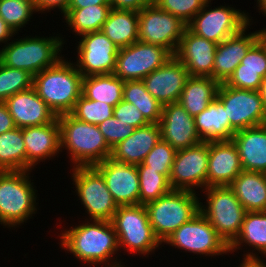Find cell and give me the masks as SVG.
I'll use <instances>...</instances> for the list:
<instances>
[{"mask_svg": "<svg viewBox=\"0 0 266 267\" xmlns=\"http://www.w3.org/2000/svg\"><path fill=\"white\" fill-rule=\"evenodd\" d=\"M61 151L66 149L73 167H92L111 157L98 125L77 120L70 113L58 115Z\"/></svg>", "mask_w": 266, "mask_h": 267, "instance_id": "obj_2", "label": "cell"}, {"mask_svg": "<svg viewBox=\"0 0 266 267\" xmlns=\"http://www.w3.org/2000/svg\"><path fill=\"white\" fill-rule=\"evenodd\" d=\"M26 147V171H32L41 161L52 159L60 154L59 121L39 126L22 128Z\"/></svg>", "mask_w": 266, "mask_h": 267, "instance_id": "obj_22", "label": "cell"}, {"mask_svg": "<svg viewBox=\"0 0 266 267\" xmlns=\"http://www.w3.org/2000/svg\"><path fill=\"white\" fill-rule=\"evenodd\" d=\"M188 77L184 64L173 55L142 81L146 90L164 106L178 102Z\"/></svg>", "mask_w": 266, "mask_h": 267, "instance_id": "obj_18", "label": "cell"}, {"mask_svg": "<svg viewBox=\"0 0 266 267\" xmlns=\"http://www.w3.org/2000/svg\"><path fill=\"white\" fill-rule=\"evenodd\" d=\"M248 28L217 45L212 78L219 84L228 81L248 50L265 34V28L245 34Z\"/></svg>", "mask_w": 266, "mask_h": 267, "instance_id": "obj_19", "label": "cell"}, {"mask_svg": "<svg viewBox=\"0 0 266 267\" xmlns=\"http://www.w3.org/2000/svg\"><path fill=\"white\" fill-rule=\"evenodd\" d=\"M64 37L18 38L4 45L0 50V62L7 67L22 69L35 76L46 68L54 66L61 58ZM61 54V55H60Z\"/></svg>", "mask_w": 266, "mask_h": 267, "instance_id": "obj_4", "label": "cell"}, {"mask_svg": "<svg viewBox=\"0 0 266 267\" xmlns=\"http://www.w3.org/2000/svg\"><path fill=\"white\" fill-rule=\"evenodd\" d=\"M163 243L205 257L229 253V246L201 212L182 224Z\"/></svg>", "mask_w": 266, "mask_h": 267, "instance_id": "obj_11", "label": "cell"}, {"mask_svg": "<svg viewBox=\"0 0 266 267\" xmlns=\"http://www.w3.org/2000/svg\"><path fill=\"white\" fill-rule=\"evenodd\" d=\"M33 87V75L22 69L7 67L0 62V102L17 92Z\"/></svg>", "mask_w": 266, "mask_h": 267, "instance_id": "obj_38", "label": "cell"}, {"mask_svg": "<svg viewBox=\"0 0 266 267\" xmlns=\"http://www.w3.org/2000/svg\"><path fill=\"white\" fill-rule=\"evenodd\" d=\"M176 151L175 148L161 139L146 156L143 163L137 165V170L158 171L169 179Z\"/></svg>", "mask_w": 266, "mask_h": 267, "instance_id": "obj_41", "label": "cell"}, {"mask_svg": "<svg viewBox=\"0 0 266 267\" xmlns=\"http://www.w3.org/2000/svg\"><path fill=\"white\" fill-rule=\"evenodd\" d=\"M85 220L87 222L61 231V248L73 254L80 262L87 263L89 267L98 264H104L103 267H124L121 260L114 258L118 254L119 246L111 221Z\"/></svg>", "mask_w": 266, "mask_h": 267, "instance_id": "obj_1", "label": "cell"}, {"mask_svg": "<svg viewBox=\"0 0 266 267\" xmlns=\"http://www.w3.org/2000/svg\"><path fill=\"white\" fill-rule=\"evenodd\" d=\"M229 187L247 212L266 211V173L242 171Z\"/></svg>", "mask_w": 266, "mask_h": 267, "instance_id": "obj_30", "label": "cell"}, {"mask_svg": "<svg viewBox=\"0 0 266 267\" xmlns=\"http://www.w3.org/2000/svg\"><path fill=\"white\" fill-rule=\"evenodd\" d=\"M259 93L261 95V98L263 99L264 102V106L266 108V76L263 78L260 89H259Z\"/></svg>", "mask_w": 266, "mask_h": 267, "instance_id": "obj_51", "label": "cell"}, {"mask_svg": "<svg viewBox=\"0 0 266 267\" xmlns=\"http://www.w3.org/2000/svg\"><path fill=\"white\" fill-rule=\"evenodd\" d=\"M211 1L208 0L187 24V28L197 36L219 44L251 26L253 17L249 16L248 12H242L229 5H220L212 9L209 8Z\"/></svg>", "mask_w": 266, "mask_h": 267, "instance_id": "obj_9", "label": "cell"}, {"mask_svg": "<svg viewBox=\"0 0 266 267\" xmlns=\"http://www.w3.org/2000/svg\"><path fill=\"white\" fill-rule=\"evenodd\" d=\"M216 98L223 104L236 132L266 124V108L259 91L237 89L222 83Z\"/></svg>", "mask_w": 266, "mask_h": 267, "instance_id": "obj_13", "label": "cell"}, {"mask_svg": "<svg viewBox=\"0 0 266 267\" xmlns=\"http://www.w3.org/2000/svg\"><path fill=\"white\" fill-rule=\"evenodd\" d=\"M196 195V191L172 189L145 204L149 222L161 243L200 212V198Z\"/></svg>", "mask_w": 266, "mask_h": 267, "instance_id": "obj_6", "label": "cell"}, {"mask_svg": "<svg viewBox=\"0 0 266 267\" xmlns=\"http://www.w3.org/2000/svg\"><path fill=\"white\" fill-rule=\"evenodd\" d=\"M244 243L245 246L253 248L252 252L245 253L244 257L261 258L263 255L266 257V211L246 212L238 236L229 245V253L240 250Z\"/></svg>", "mask_w": 266, "mask_h": 267, "instance_id": "obj_29", "label": "cell"}, {"mask_svg": "<svg viewBox=\"0 0 266 267\" xmlns=\"http://www.w3.org/2000/svg\"><path fill=\"white\" fill-rule=\"evenodd\" d=\"M232 141L243 171L266 173V124L239 130Z\"/></svg>", "mask_w": 266, "mask_h": 267, "instance_id": "obj_27", "label": "cell"}, {"mask_svg": "<svg viewBox=\"0 0 266 267\" xmlns=\"http://www.w3.org/2000/svg\"><path fill=\"white\" fill-rule=\"evenodd\" d=\"M113 109L112 105L101 101H93L81 95L70 114L77 120L99 125L113 116Z\"/></svg>", "mask_w": 266, "mask_h": 267, "instance_id": "obj_40", "label": "cell"}, {"mask_svg": "<svg viewBox=\"0 0 266 267\" xmlns=\"http://www.w3.org/2000/svg\"><path fill=\"white\" fill-rule=\"evenodd\" d=\"M172 56L163 46L136 41L119 49L113 74L123 81L142 80Z\"/></svg>", "mask_w": 266, "mask_h": 267, "instance_id": "obj_14", "label": "cell"}, {"mask_svg": "<svg viewBox=\"0 0 266 267\" xmlns=\"http://www.w3.org/2000/svg\"><path fill=\"white\" fill-rule=\"evenodd\" d=\"M111 223L117 234L119 250L140 256L154 253L162 245L149 222L145 205L118 206Z\"/></svg>", "mask_w": 266, "mask_h": 267, "instance_id": "obj_7", "label": "cell"}, {"mask_svg": "<svg viewBox=\"0 0 266 267\" xmlns=\"http://www.w3.org/2000/svg\"><path fill=\"white\" fill-rule=\"evenodd\" d=\"M69 2L70 0H33L37 13H45L51 9L53 10L58 8L60 9L59 11L63 14V16L68 10Z\"/></svg>", "mask_w": 266, "mask_h": 267, "instance_id": "obj_45", "label": "cell"}, {"mask_svg": "<svg viewBox=\"0 0 266 267\" xmlns=\"http://www.w3.org/2000/svg\"><path fill=\"white\" fill-rule=\"evenodd\" d=\"M242 171L238 150L232 140L209 142L207 187L229 186Z\"/></svg>", "mask_w": 266, "mask_h": 267, "instance_id": "obj_23", "label": "cell"}, {"mask_svg": "<svg viewBox=\"0 0 266 267\" xmlns=\"http://www.w3.org/2000/svg\"><path fill=\"white\" fill-rule=\"evenodd\" d=\"M161 139L176 150L188 148L201 141L192 117L179 102L163 106L159 120Z\"/></svg>", "mask_w": 266, "mask_h": 267, "instance_id": "obj_20", "label": "cell"}, {"mask_svg": "<svg viewBox=\"0 0 266 267\" xmlns=\"http://www.w3.org/2000/svg\"><path fill=\"white\" fill-rule=\"evenodd\" d=\"M77 41V70L85 76L112 74L119 48L102 32H90Z\"/></svg>", "mask_w": 266, "mask_h": 267, "instance_id": "obj_16", "label": "cell"}, {"mask_svg": "<svg viewBox=\"0 0 266 267\" xmlns=\"http://www.w3.org/2000/svg\"><path fill=\"white\" fill-rule=\"evenodd\" d=\"M115 9L134 10L140 12L152 0H109Z\"/></svg>", "mask_w": 266, "mask_h": 267, "instance_id": "obj_46", "label": "cell"}, {"mask_svg": "<svg viewBox=\"0 0 266 267\" xmlns=\"http://www.w3.org/2000/svg\"><path fill=\"white\" fill-rule=\"evenodd\" d=\"M98 127L111 149H113L119 142L128 138L135 130V128L130 125L125 126L120 119H117L114 116L104 120Z\"/></svg>", "mask_w": 266, "mask_h": 267, "instance_id": "obj_43", "label": "cell"}, {"mask_svg": "<svg viewBox=\"0 0 266 267\" xmlns=\"http://www.w3.org/2000/svg\"><path fill=\"white\" fill-rule=\"evenodd\" d=\"M217 45L186 28L174 56L184 64L189 76L212 78Z\"/></svg>", "mask_w": 266, "mask_h": 267, "instance_id": "obj_21", "label": "cell"}, {"mask_svg": "<svg viewBox=\"0 0 266 267\" xmlns=\"http://www.w3.org/2000/svg\"><path fill=\"white\" fill-rule=\"evenodd\" d=\"M124 81L112 74L89 75L82 79V95L115 107L123 100Z\"/></svg>", "mask_w": 266, "mask_h": 267, "instance_id": "obj_33", "label": "cell"}, {"mask_svg": "<svg viewBox=\"0 0 266 267\" xmlns=\"http://www.w3.org/2000/svg\"><path fill=\"white\" fill-rule=\"evenodd\" d=\"M15 127V123L5 102H0V134L10 131Z\"/></svg>", "mask_w": 266, "mask_h": 267, "instance_id": "obj_47", "label": "cell"}, {"mask_svg": "<svg viewBox=\"0 0 266 267\" xmlns=\"http://www.w3.org/2000/svg\"><path fill=\"white\" fill-rule=\"evenodd\" d=\"M36 13L33 0H0V17L18 33Z\"/></svg>", "mask_w": 266, "mask_h": 267, "instance_id": "obj_37", "label": "cell"}, {"mask_svg": "<svg viewBox=\"0 0 266 267\" xmlns=\"http://www.w3.org/2000/svg\"><path fill=\"white\" fill-rule=\"evenodd\" d=\"M83 75L64 56L54 65L33 76L37 95L58 116L70 113L82 95Z\"/></svg>", "mask_w": 266, "mask_h": 267, "instance_id": "obj_3", "label": "cell"}, {"mask_svg": "<svg viewBox=\"0 0 266 267\" xmlns=\"http://www.w3.org/2000/svg\"><path fill=\"white\" fill-rule=\"evenodd\" d=\"M208 159L209 142L177 150L169 176L171 188L189 191L207 188Z\"/></svg>", "mask_w": 266, "mask_h": 267, "instance_id": "obj_15", "label": "cell"}, {"mask_svg": "<svg viewBox=\"0 0 266 267\" xmlns=\"http://www.w3.org/2000/svg\"><path fill=\"white\" fill-rule=\"evenodd\" d=\"M31 171H0V224L10 229L26 223L37 211V190Z\"/></svg>", "mask_w": 266, "mask_h": 267, "instance_id": "obj_5", "label": "cell"}, {"mask_svg": "<svg viewBox=\"0 0 266 267\" xmlns=\"http://www.w3.org/2000/svg\"><path fill=\"white\" fill-rule=\"evenodd\" d=\"M238 267H266L265 260L262 258H246L244 257Z\"/></svg>", "mask_w": 266, "mask_h": 267, "instance_id": "obj_50", "label": "cell"}, {"mask_svg": "<svg viewBox=\"0 0 266 267\" xmlns=\"http://www.w3.org/2000/svg\"><path fill=\"white\" fill-rule=\"evenodd\" d=\"M111 5H95L81 9H68L63 16L76 36H81L86 33L101 31L108 14L111 10Z\"/></svg>", "mask_w": 266, "mask_h": 267, "instance_id": "obj_34", "label": "cell"}, {"mask_svg": "<svg viewBox=\"0 0 266 267\" xmlns=\"http://www.w3.org/2000/svg\"><path fill=\"white\" fill-rule=\"evenodd\" d=\"M93 167L103 176L118 206L140 205V181L136 165L107 158Z\"/></svg>", "mask_w": 266, "mask_h": 267, "instance_id": "obj_17", "label": "cell"}, {"mask_svg": "<svg viewBox=\"0 0 266 267\" xmlns=\"http://www.w3.org/2000/svg\"><path fill=\"white\" fill-rule=\"evenodd\" d=\"M95 5H111L109 0H70L68 9H81Z\"/></svg>", "mask_w": 266, "mask_h": 267, "instance_id": "obj_48", "label": "cell"}, {"mask_svg": "<svg viewBox=\"0 0 266 267\" xmlns=\"http://www.w3.org/2000/svg\"><path fill=\"white\" fill-rule=\"evenodd\" d=\"M5 104L15 126L19 128L48 124L58 117L37 95L33 87L10 96Z\"/></svg>", "mask_w": 266, "mask_h": 267, "instance_id": "obj_24", "label": "cell"}, {"mask_svg": "<svg viewBox=\"0 0 266 267\" xmlns=\"http://www.w3.org/2000/svg\"><path fill=\"white\" fill-rule=\"evenodd\" d=\"M113 116L120 119L125 126L130 125L135 129L149 123L134 104L126 102L125 100L120 101L114 107Z\"/></svg>", "mask_w": 266, "mask_h": 267, "instance_id": "obj_44", "label": "cell"}, {"mask_svg": "<svg viewBox=\"0 0 266 267\" xmlns=\"http://www.w3.org/2000/svg\"><path fill=\"white\" fill-rule=\"evenodd\" d=\"M196 131L203 142L229 141L236 131L231 127L223 104L215 98L194 117Z\"/></svg>", "mask_w": 266, "mask_h": 267, "instance_id": "obj_28", "label": "cell"}, {"mask_svg": "<svg viewBox=\"0 0 266 267\" xmlns=\"http://www.w3.org/2000/svg\"><path fill=\"white\" fill-rule=\"evenodd\" d=\"M26 171V147L22 128L0 134V171Z\"/></svg>", "mask_w": 266, "mask_h": 267, "instance_id": "obj_35", "label": "cell"}, {"mask_svg": "<svg viewBox=\"0 0 266 267\" xmlns=\"http://www.w3.org/2000/svg\"><path fill=\"white\" fill-rule=\"evenodd\" d=\"M17 33L0 17V43H8Z\"/></svg>", "mask_w": 266, "mask_h": 267, "instance_id": "obj_49", "label": "cell"}, {"mask_svg": "<svg viewBox=\"0 0 266 267\" xmlns=\"http://www.w3.org/2000/svg\"><path fill=\"white\" fill-rule=\"evenodd\" d=\"M186 28L179 17L151 1L139 12L138 41L163 46L174 55Z\"/></svg>", "mask_w": 266, "mask_h": 267, "instance_id": "obj_12", "label": "cell"}, {"mask_svg": "<svg viewBox=\"0 0 266 267\" xmlns=\"http://www.w3.org/2000/svg\"><path fill=\"white\" fill-rule=\"evenodd\" d=\"M140 181V204L157 200L172 190L169 179L154 170H137Z\"/></svg>", "mask_w": 266, "mask_h": 267, "instance_id": "obj_39", "label": "cell"}, {"mask_svg": "<svg viewBox=\"0 0 266 267\" xmlns=\"http://www.w3.org/2000/svg\"><path fill=\"white\" fill-rule=\"evenodd\" d=\"M208 0H152L160 9L188 24Z\"/></svg>", "mask_w": 266, "mask_h": 267, "instance_id": "obj_42", "label": "cell"}, {"mask_svg": "<svg viewBox=\"0 0 266 267\" xmlns=\"http://www.w3.org/2000/svg\"><path fill=\"white\" fill-rule=\"evenodd\" d=\"M219 85L211 77L189 76L178 102L195 117L216 98Z\"/></svg>", "mask_w": 266, "mask_h": 267, "instance_id": "obj_32", "label": "cell"}, {"mask_svg": "<svg viewBox=\"0 0 266 267\" xmlns=\"http://www.w3.org/2000/svg\"><path fill=\"white\" fill-rule=\"evenodd\" d=\"M160 140L159 124L148 123L145 126L136 128L133 134L119 142L112 149L110 158L129 165H140Z\"/></svg>", "mask_w": 266, "mask_h": 267, "instance_id": "obj_25", "label": "cell"}, {"mask_svg": "<svg viewBox=\"0 0 266 267\" xmlns=\"http://www.w3.org/2000/svg\"><path fill=\"white\" fill-rule=\"evenodd\" d=\"M203 190L207 205L200 202L199 211L229 246L238 236L247 211L229 186Z\"/></svg>", "mask_w": 266, "mask_h": 267, "instance_id": "obj_8", "label": "cell"}, {"mask_svg": "<svg viewBox=\"0 0 266 267\" xmlns=\"http://www.w3.org/2000/svg\"><path fill=\"white\" fill-rule=\"evenodd\" d=\"M256 2H257L256 3L257 4V7H259L258 8L259 13L262 12V14L264 16H266V0H257Z\"/></svg>", "mask_w": 266, "mask_h": 267, "instance_id": "obj_52", "label": "cell"}, {"mask_svg": "<svg viewBox=\"0 0 266 267\" xmlns=\"http://www.w3.org/2000/svg\"><path fill=\"white\" fill-rule=\"evenodd\" d=\"M122 96L134 104L149 123H159L163 105L146 90L142 80L124 81Z\"/></svg>", "mask_w": 266, "mask_h": 267, "instance_id": "obj_36", "label": "cell"}, {"mask_svg": "<svg viewBox=\"0 0 266 267\" xmlns=\"http://www.w3.org/2000/svg\"><path fill=\"white\" fill-rule=\"evenodd\" d=\"M265 76L266 34L248 50L225 84L237 89L259 91Z\"/></svg>", "mask_w": 266, "mask_h": 267, "instance_id": "obj_26", "label": "cell"}, {"mask_svg": "<svg viewBox=\"0 0 266 267\" xmlns=\"http://www.w3.org/2000/svg\"><path fill=\"white\" fill-rule=\"evenodd\" d=\"M75 191L90 220L111 221L118 209L103 176L92 167H71ZM75 183V184H74Z\"/></svg>", "mask_w": 266, "mask_h": 267, "instance_id": "obj_10", "label": "cell"}, {"mask_svg": "<svg viewBox=\"0 0 266 267\" xmlns=\"http://www.w3.org/2000/svg\"><path fill=\"white\" fill-rule=\"evenodd\" d=\"M139 12L111 8L101 31L120 49L138 41Z\"/></svg>", "mask_w": 266, "mask_h": 267, "instance_id": "obj_31", "label": "cell"}]
</instances>
